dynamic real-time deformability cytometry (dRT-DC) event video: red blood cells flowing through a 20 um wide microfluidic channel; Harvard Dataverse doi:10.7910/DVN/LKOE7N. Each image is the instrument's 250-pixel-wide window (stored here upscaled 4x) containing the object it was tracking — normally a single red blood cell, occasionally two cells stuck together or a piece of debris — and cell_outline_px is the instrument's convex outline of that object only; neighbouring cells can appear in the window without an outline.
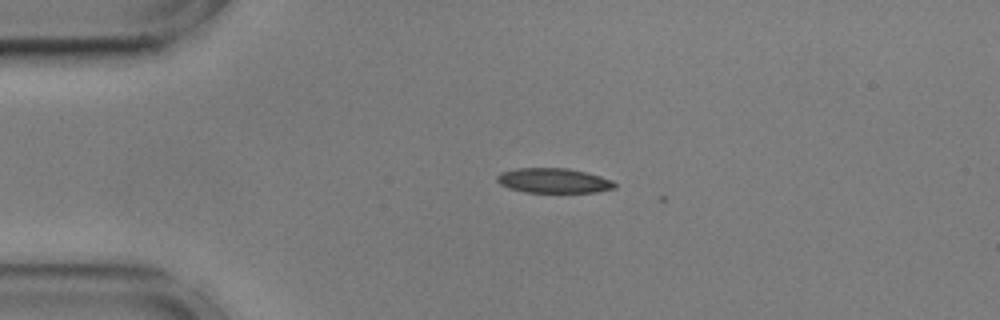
{"species": "common noctule bat (a hibernating species)", "species_latin": "Nyctalus noctula", "temperature_condition": "cold", "stored_images_in_passage": 2, "camera_frame_rate_fps": 3000, "um_per_image_px": 0.085, "animal": {"sex": "male", "body_mass_g": 17.9, "forearm_length_mm": 54.2}, "frame": {"image": 1, "passage_image": 1, "time_ms": 0.0, "image_size_px": [1000, 320], "cell_outline_px": [[616, 188], [596, 192], [524, 192], [508, 188], [500, 184], [496, 180], [496, 176], [500, 172], [516, 168], [568, 168], [600, 176], [612, 180], [616, 184]], "centroid_in_image_um": [47.03, 15.35], "position_along_channel_um": 38.0, "area_um2": 17.05}}